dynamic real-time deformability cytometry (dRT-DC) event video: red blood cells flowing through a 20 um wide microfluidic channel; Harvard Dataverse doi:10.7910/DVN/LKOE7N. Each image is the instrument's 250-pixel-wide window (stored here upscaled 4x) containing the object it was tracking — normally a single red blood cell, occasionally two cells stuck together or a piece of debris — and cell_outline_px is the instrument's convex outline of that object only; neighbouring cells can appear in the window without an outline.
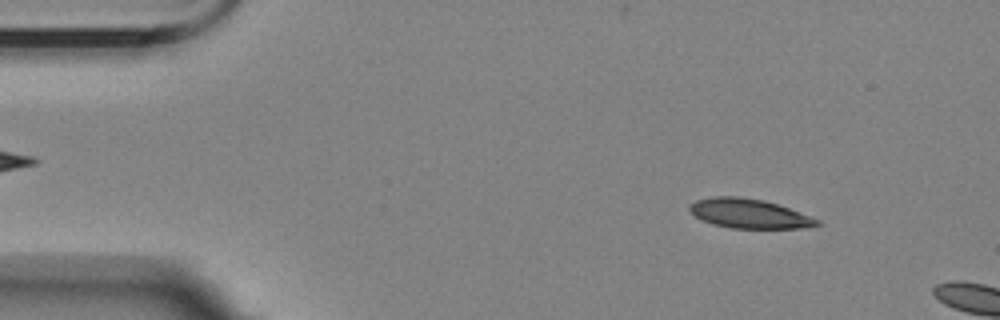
{"species": "Egyptian fruit bat (a non-hibernating species)", "species_latin": "Rousettus aegyptiacus", "temperature_condition": "room temperature", "stored_images_in_passage": 3, "camera_frame_rate_fps": 3000, "um_per_image_px": 0.085, "animal": {"sex": "female"}, "frame": {"image": 1, "passage_image": 1, "time_ms": 0.0, "image_size_px": [1000, 320], "cell_outline_px": [[824, 224], [800, 228], [732, 228], [712, 224], [696, 216], [688, 208], [696, 200], [712, 196], [736, 196], [764, 200], [812, 216], [820, 220]], "centroid_in_image_um": [63.71, 18.15], "position_along_channel_um": 21.3, "area_um2": 21.68}}